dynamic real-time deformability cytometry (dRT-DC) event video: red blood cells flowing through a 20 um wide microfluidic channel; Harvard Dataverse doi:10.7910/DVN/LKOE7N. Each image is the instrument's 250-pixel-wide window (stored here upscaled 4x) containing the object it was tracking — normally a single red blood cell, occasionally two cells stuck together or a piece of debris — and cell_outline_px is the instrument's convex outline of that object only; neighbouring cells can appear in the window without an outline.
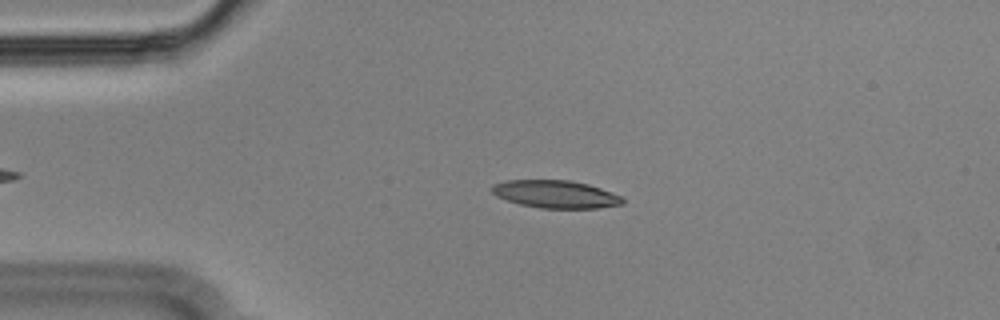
{"species": "Egyptian fruit bat (a non-hibernating species)", "species_latin": "Rousettus aegyptiacus", "temperature_condition": "cold", "stored_images_in_passage": 49, "camera_frame_rate_fps": 3000, "um_per_image_px": 0.085, "animal": {"sex": "male"}, "frame": {"image": 1, "passage_image": 11, "time_ms": 3.333, "image_size_px": [1000, 320], "cell_outline_px": [[624, 204], [596, 208], [540, 208], [520, 204], [496, 196], [492, 192], [492, 184], [508, 180], [568, 180], [588, 184], [612, 192], [620, 196], [624, 200]], "centroid_in_image_um": [47.23, 16.5], "position_along_channel_um": 37.8, "area_um2": 20.98}}
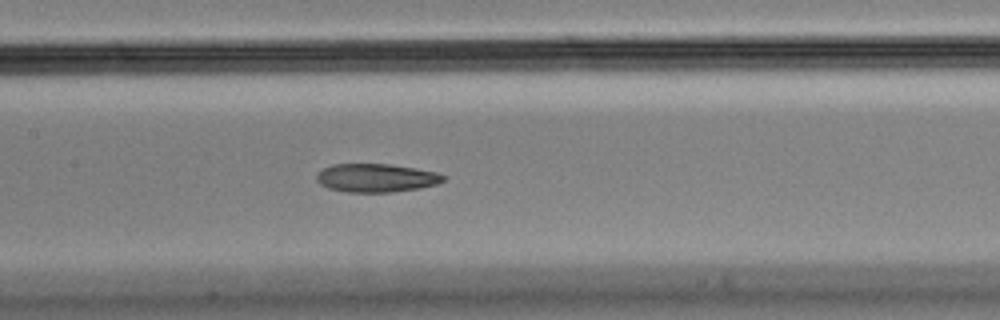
{"frame": {"image": 2, "passage_image": 25, "time_ms": 8.0, "image_size_px": [1000, 320], "cell_outline_px": [[448, 176], [444, 180], [436, 184], [420, 188], [392, 192], [348, 192], [328, 188], [320, 184], [316, 180], [316, 172], [332, 164], [388, 164], [436, 172]], "centroid_in_image_um": [31.95, 15.12], "position_along_channel_um": 175.4, "area_um2": 20.98}}
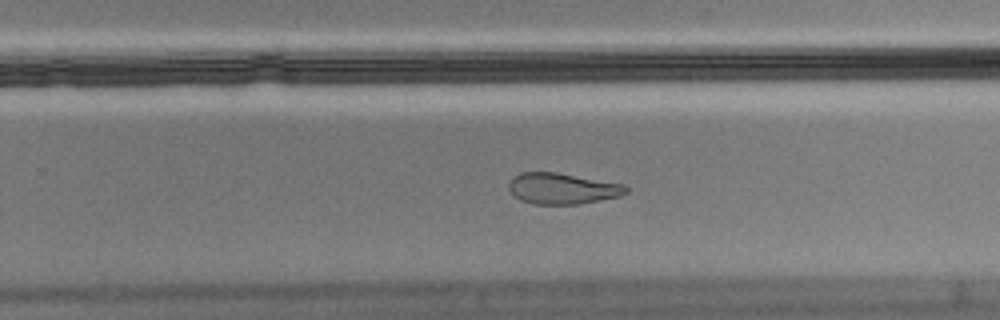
{"frame": {"image": 3, "passage_image": 34, "time_ms": 11.0, "image_size_px": [1000, 320], "cell_outline_px": [[628, 192], [620, 196], [580, 204], [532, 204], [520, 200], [508, 188], [508, 184], [512, 176], [520, 172], [556, 172], [624, 184], [628, 188]], "centroid_in_image_um": [47.79, 16.02], "position_along_channel_um": 282.0, "area_um2": 21.27}, "authors_computed_cell_mechanics": {"area_um2": 21.7906, "velocity_mm_per_s": 3.5669, "shape_relaxation_time_tau1_ms": null, "shape_relaxation_time_tau2_ms": 4.469, "deformation_change_tau1": null, "deformation_change_tau2": 0.134}}